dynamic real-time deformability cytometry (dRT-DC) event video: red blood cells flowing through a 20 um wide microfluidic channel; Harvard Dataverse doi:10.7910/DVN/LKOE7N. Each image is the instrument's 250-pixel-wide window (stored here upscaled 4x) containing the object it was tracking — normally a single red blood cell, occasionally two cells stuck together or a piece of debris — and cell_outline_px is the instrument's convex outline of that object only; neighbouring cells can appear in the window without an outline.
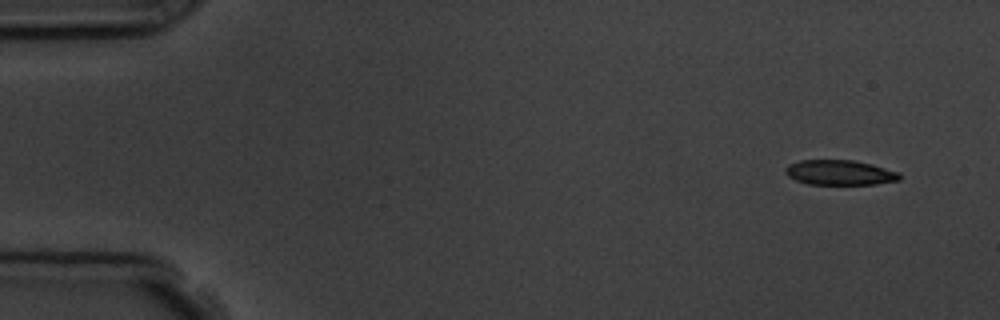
{"species": "common noctule bat (a hibernating species)", "species_latin": "Nyctalus noctula", "temperature_condition": "room temperature", "stored_images_in_passage": 4, "camera_frame_rate_fps": 3000, "um_per_image_px": 0.085, "animal": {"sex": "male", "body_mass_g": 19.5, "forearm_length_mm": 54.6}, "frame": {"image": 1, "passage_image": 1, "time_ms": 0.0, "image_size_px": [1000, 320], "cell_outline_px": [[900, 180], [876, 184], [808, 184], [796, 180], [788, 176], [784, 172], [784, 168], [788, 164], [800, 160], [852, 160], [872, 164], [900, 172]], "centroid_in_image_um": [71.37, 14.66], "position_along_channel_um": 13.6, "area_um2": 16.7}}